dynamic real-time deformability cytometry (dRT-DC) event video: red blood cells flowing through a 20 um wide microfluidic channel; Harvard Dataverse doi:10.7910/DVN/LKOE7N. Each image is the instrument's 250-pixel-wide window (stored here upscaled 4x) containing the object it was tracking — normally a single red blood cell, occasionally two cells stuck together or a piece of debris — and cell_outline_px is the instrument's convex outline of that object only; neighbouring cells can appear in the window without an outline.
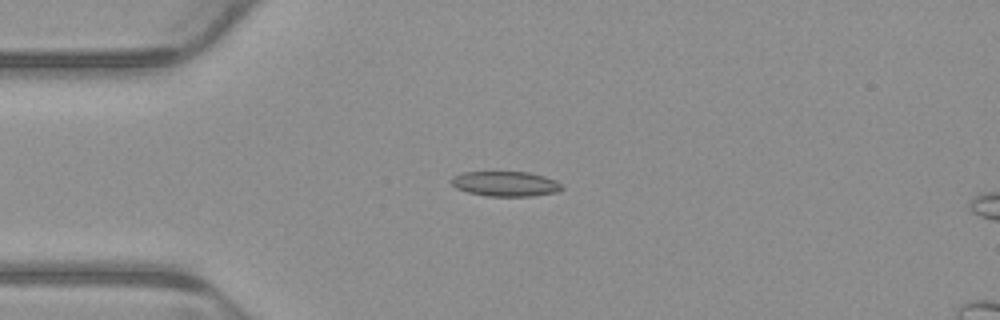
{"species": "common noctule bat (a hibernating species)", "species_latin": "Nyctalus noctula", "temperature_condition": "warm", "stored_images_in_passage": 4, "camera_frame_rate_fps": 3000, "um_per_image_px": 0.085, "animal": {"sex": "male", "body_mass_g": 23.1, "forearm_length_mm": 52.7}, "frame": {"image": 1, "passage_image": 3, "time_ms": 0.667, "image_size_px": [1000, 320], "cell_outline_px": [[564, 188], [556, 192], [532, 196], [488, 196], [468, 192], [456, 188], [452, 184], [452, 176], [464, 172], [528, 172], [544, 176], [556, 180]], "centroid_in_image_um": [42.97, 15.62], "position_along_channel_um": 42.0, "area_um2": 16.01}}